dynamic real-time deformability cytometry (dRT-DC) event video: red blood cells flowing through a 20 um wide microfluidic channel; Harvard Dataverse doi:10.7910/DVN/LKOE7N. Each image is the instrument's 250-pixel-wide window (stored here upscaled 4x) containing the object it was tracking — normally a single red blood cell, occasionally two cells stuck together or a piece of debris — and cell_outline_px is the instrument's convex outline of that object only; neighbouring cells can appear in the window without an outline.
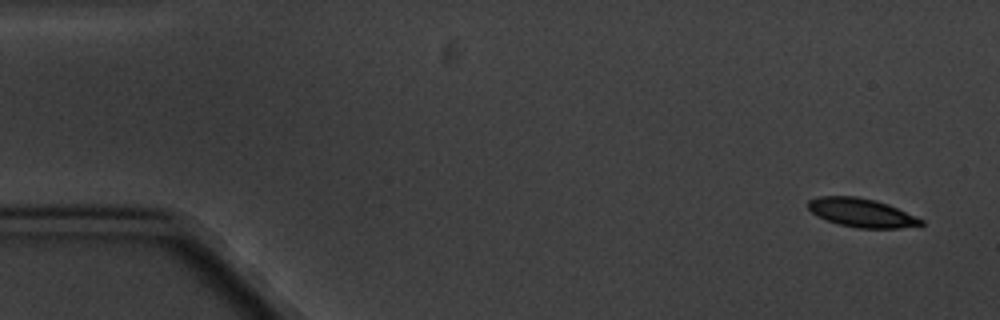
{"species": "common noctule bat (a hibernating species)", "species_latin": "Nyctalus noctula", "temperature_condition": "cold", "stored_images_in_passage": 5, "camera_frame_rate_fps": 3000, "um_per_image_px": 0.085, "animal": {"sex": "male", "body_mass_g": 20.1, "forearm_length_mm": 53.5}, "frame": {"image": 1, "passage_image": 1, "time_ms": 0.0, "image_size_px": [1000, 320], "cell_outline_px": [[924, 224], [900, 228], [856, 228], [840, 224], [816, 216], [808, 208], [808, 200], [820, 196], [856, 196], [876, 200], [888, 204], [924, 220]], "centroid_in_image_um": [73.22, 18.07], "position_along_channel_um": 11.8, "area_um2": 18.79}}
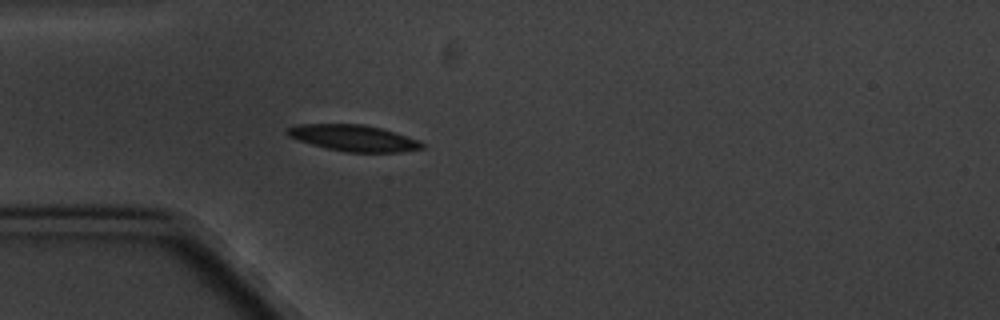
{"frame": {"image": 2, "passage_image": 5, "time_ms": 4.667, "image_size_px": [1000, 320], "cell_outline_px": [[424, 148], [400, 152], [344, 152], [312, 144], [288, 136], [284, 132], [288, 128], [300, 124], [364, 124], [380, 128], [420, 140], [424, 144]], "centroid_in_image_um": [30.07, 11.73], "position_along_channel_um": 54.9, "area_um2": 20.46}}